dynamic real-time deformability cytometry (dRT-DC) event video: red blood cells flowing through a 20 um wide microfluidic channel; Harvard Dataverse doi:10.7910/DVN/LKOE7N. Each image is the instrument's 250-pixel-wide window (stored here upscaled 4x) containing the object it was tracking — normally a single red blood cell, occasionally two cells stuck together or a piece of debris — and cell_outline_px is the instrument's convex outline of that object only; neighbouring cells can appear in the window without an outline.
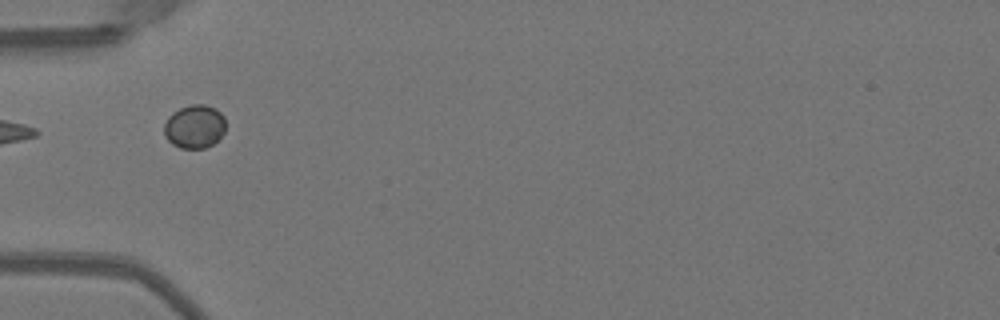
{"species": "Egyptian fruit bat (a non-hibernating species)", "species_latin": "Rousettus aegyptiacus", "temperature_condition": "warm", "stored_images_in_passage": 10, "camera_frame_rate_fps": 3000, "um_per_image_px": 0.085, "animal": {"sex": "female"}, "frame": {"image": 1, "passage_image": 1, "time_ms": 0.0, "image_size_px": [1000, 320], "cell_outline_px": [[224, 132], [212, 144], [204, 148], [180, 148], [172, 144], [168, 140], [164, 132], [164, 124], [168, 116], [172, 112], [180, 108], [192, 104], [204, 104], [216, 108], [224, 116]], "centroid_in_image_um": [16.52, 10.74], "position_along_channel_um": 68.5, "area_um2": 15.55}}